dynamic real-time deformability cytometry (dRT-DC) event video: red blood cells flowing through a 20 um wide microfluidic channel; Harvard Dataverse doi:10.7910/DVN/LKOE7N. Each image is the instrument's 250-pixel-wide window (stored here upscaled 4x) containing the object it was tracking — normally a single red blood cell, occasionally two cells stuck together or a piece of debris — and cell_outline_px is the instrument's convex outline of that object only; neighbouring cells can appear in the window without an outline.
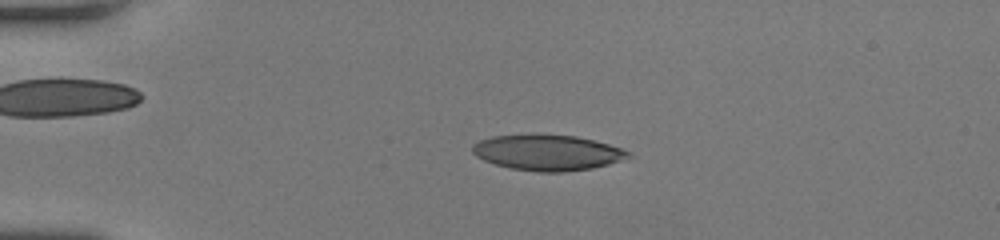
{"species": "human", "species_latin": "Homo sapiens", "temperature_condition": "room temperature", "stored_images_in_passage": 38, "camera_frame_rate_fps": 3000, "um_per_image_px": 0.085, "donor": {"sex": "female"}, "frame": {"image": 1, "passage_image": 1, "time_ms": 0.0, "image_size_px": [1000, 240], "cell_outline_px": [[632, 156], [608, 164], [592, 168], [564, 172], [536, 172], [512, 168], [496, 164], [484, 160], [476, 156], [472, 152], [472, 144], [480, 140], [492, 136], [576, 136], [608, 144], [632, 152]], "centroid_in_image_um": [46.54, 12.99], "position_along_channel_um": 38.5, "area_um2": 31.67}}
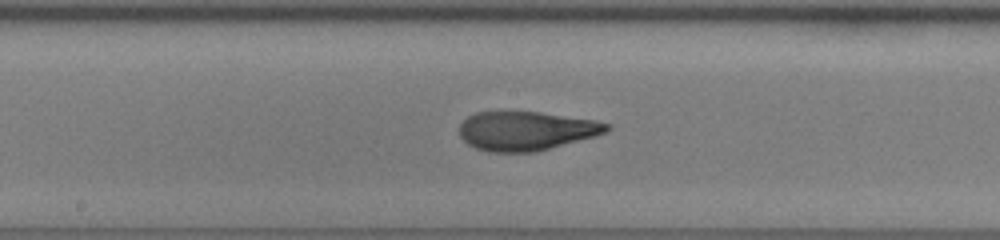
{"frame": {"image": 2, "passage_image": 16, "time_ms": 5.0, "image_size_px": [1000, 240], "cell_outline_px": [[612, 128], [596, 136], [536, 152], [488, 152], [476, 148], [468, 144], [460, 136], [460, 124], [468, 116], [476, 112], [540, 112], [596, 120], [612, 124]], "centroid_in_image_um": [44.75, 11.12], "position_along_channel_um": 203.4, "area_um2": 33.58}}
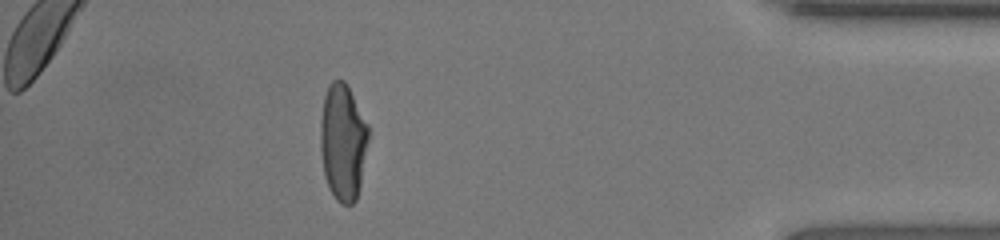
{"frame": {"image": 3, "passage_image": 33, "time_ms": 10.667, "image_size_px": [1000, 240], "cell_outline_px": [[368, 140], [360, 184], [356, 200], [352, 204], [340, 204], [336, 200], [328, 188], [324, 176], [320, 152], [320, 120], [324, 96], [328, 84], [332, 80], [344, 80], [368, 124]], "centroid_in_image_um": [29.12, 12.08], "position_along_channel_um": 406.1, "area_um2": 32.77}, "authors_computed_cell_mechanics": {"area_um2": 33.7263, "velocity_mm_per_s": 4.2973, "shape_relaxation_time_tau1_ms": 6.5271, "shape_relaxation_time_tau2_ms": 0.9302, "deformation_change_tau1": 0.2611, "deformation_change_tau2": 0.0735}}